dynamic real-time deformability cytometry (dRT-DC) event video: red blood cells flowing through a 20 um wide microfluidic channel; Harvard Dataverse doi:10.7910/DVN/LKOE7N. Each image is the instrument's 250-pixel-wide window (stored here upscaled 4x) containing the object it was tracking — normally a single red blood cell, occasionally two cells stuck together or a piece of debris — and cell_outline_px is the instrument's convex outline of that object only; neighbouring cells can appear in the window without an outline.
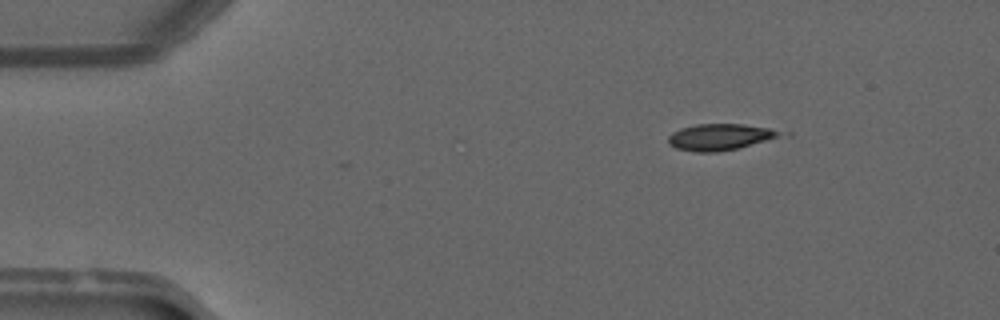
{"species": "common noctule bat (a hibernating species)", "species_latin": "Nyctalus noctula", "temperature_condition": "warm", "stored_images_in_passage": 37, "camera_frame_rate_fps": 3000, "um_per_image_px": 0.085, "animal": {"sex": "male", "forearm_length_mm": 52.5}, "frame": {"image": 1, "passage_image": 1, "time_ms": 0.0, "image_size_px": [1000, 320], "cell_outline_px": [[780, 132], [776, 136], [740, 148], [716, 152], [696, 152], [676, 148], [668, 144], [668, 136], [672, 132], [680, 128], [696, 124], [744, 124], [768, 128]], "centroid_in_image_um": [61.05, 11.64], "position_along_channel_um": 23.9, "area_um2": 16.82}}
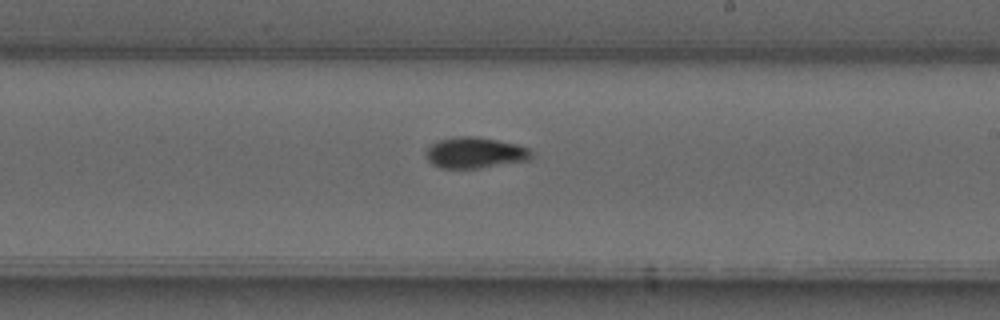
{"frame": {"image": 2, "passage_image": 23, "time_ms": 7.333, "image_size_px": [1000, 320], "cell_outline_px": [[532, 156], [528, 160], [480, 168], [440, 168], [432, 164], [428, 160], [424, 152], [432, 144], [440, 140], [456, 136], [472, 136], [496, 140], [516, 144], [528, 148], [532, 152]], "centroid_in_image_um": [40.35, 12.99], "position_along_channel_um": 248.6, "area_um2": 18.9}}
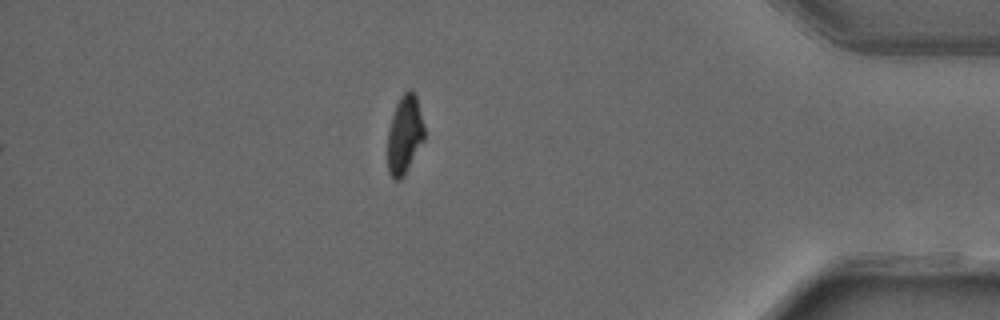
{"frame": {"image": 3, "passage_image": 37, "time_ms": 12.0, "image_size_px": [1000, 320], "cell_outline_px": [[424, 140], [404, 176], [400, 180], [396, 180], [388, 172], [388, 128], [396, 104], [400, 96], [408, 88], [412, 88], [416, 92], [424, 128]], "centroid_in_image_um": [34.4, 11.4], "position_along_channel_um": 400.8, "area_um2": 16.94}, "authors_computed_cell_mechanics": {"area_um2": 18.0914, "velocity_mm_per_s": 4.1075, "shape_relaxation_time_tau1_ms": 5.9891, "shape_relaxation_time_tau2_ms": 3.0131, "deformation_change_tau1": 0.2073, "deformation_change_tau2": 0.0514}}